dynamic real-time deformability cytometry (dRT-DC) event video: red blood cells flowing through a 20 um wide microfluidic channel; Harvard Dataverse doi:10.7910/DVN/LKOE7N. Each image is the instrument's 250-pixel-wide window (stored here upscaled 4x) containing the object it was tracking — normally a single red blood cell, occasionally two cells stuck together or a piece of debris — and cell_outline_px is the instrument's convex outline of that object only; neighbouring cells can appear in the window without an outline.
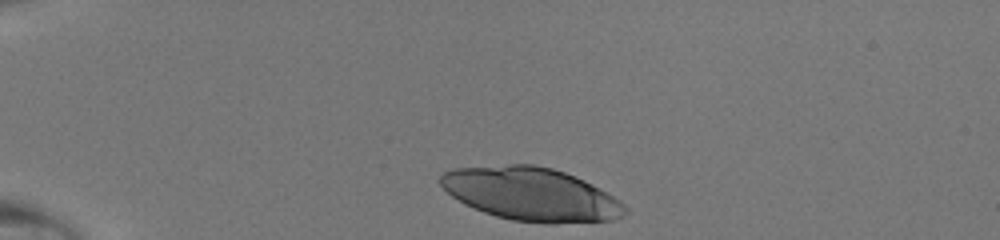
{"species": "human", "species_latin": "Homo sapiens", "temperature_condition": "room temperature", "stored_images_in_passage": 31, "camera_frame_rate_fps": 3000, "um_per_image_px": 0.085, "donor": {"sex": "male"}, "frame": {"image": 1, "passage_image": 1, "time_ms": 0.0, "image_size_px": [1000, 240], "cell_outline_px": [[628, 212], [624, 216], [616, 220], [552, 224], [548, 224], [512, 220], [496, 216], [484, 212], [464, 204], [452, 196], [440, 184], [440, 176], [444, 172], [456, 168], [512, 164], [536, 164], [552, 168], [564, 172], [584, 180], [592, 184], [620, 200], [628, 208]], "centroid_in_image_um": [45.19, 16.51], "position_along_channel_um": 39.8, "area_um2": 57.4}}